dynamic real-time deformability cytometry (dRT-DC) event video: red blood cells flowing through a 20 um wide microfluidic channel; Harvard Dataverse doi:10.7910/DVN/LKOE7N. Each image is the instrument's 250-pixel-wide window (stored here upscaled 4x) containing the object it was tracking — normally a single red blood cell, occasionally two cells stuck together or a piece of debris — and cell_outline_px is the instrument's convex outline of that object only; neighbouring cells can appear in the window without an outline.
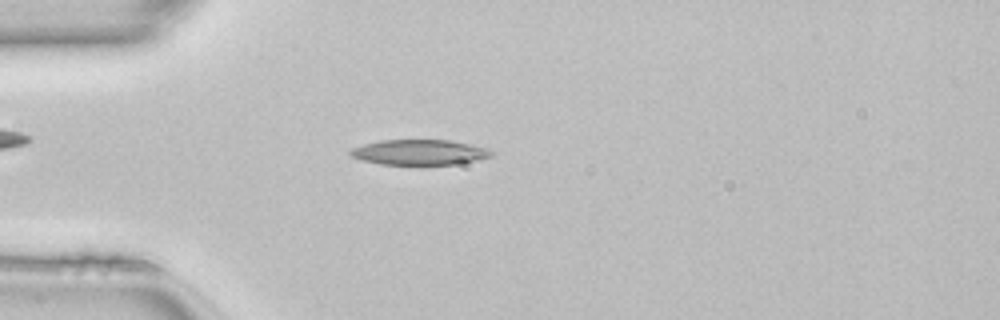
{"species": "common noctule bat (a hibernating species)", "species_latin": "Nyctalus noctula", "temperature_condition": "room temperature", "stored_images_in_passage": 48, "camera_frame_rate_fps": 3000, "um_per_image_px": 0.085, "animal": {"sex": "female", "body_mass_g": 22.7, "forearm_length_mm": 54.2}, "frame": {"image": 1, "passage_image": 12, "time_ms": 3.667, "image_size_px": [1000, 320], "cell_outline_px": [[496, 152], [492, 156], [476, 160], [452, 164], [380, 164], [360, 160], [352, 156], [348, 152], [352, 148], [364, 144], [380, 140], [452, 140], [488, 148]], "centroid_in_image_um": [35.66, 12.93], "position_along_channel_um": 49.3, "area_um2": 20.75}}
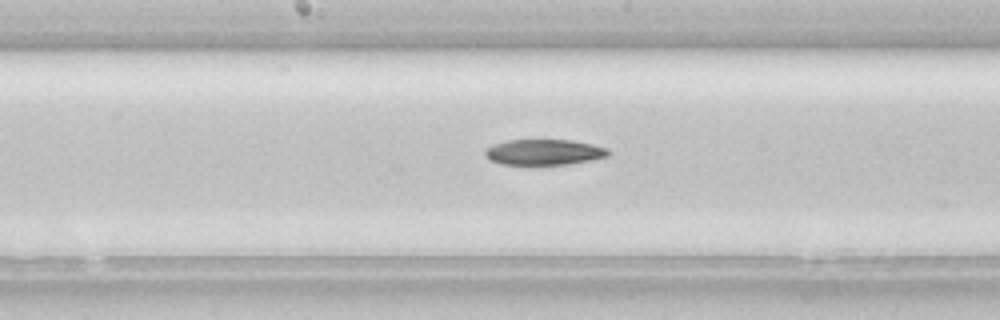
{"frame": {"image": 2, "passage_image": 24, "time_ms": 7.667, "image_size_px": [1000, 320], "cell_outline_px": [[612, 152], [608, 156], [592, 160], [568, 164], [532, 168], [500, 164], [488, 160], [484, 156], [484, 152], [492, 144], [508, 140], [572, 140], [592, 144], [608, 148]], "centroid_in_image_um": [46.2, 12.99], "position_along_channel_um": 202.0, "area_um2": 19.54}}
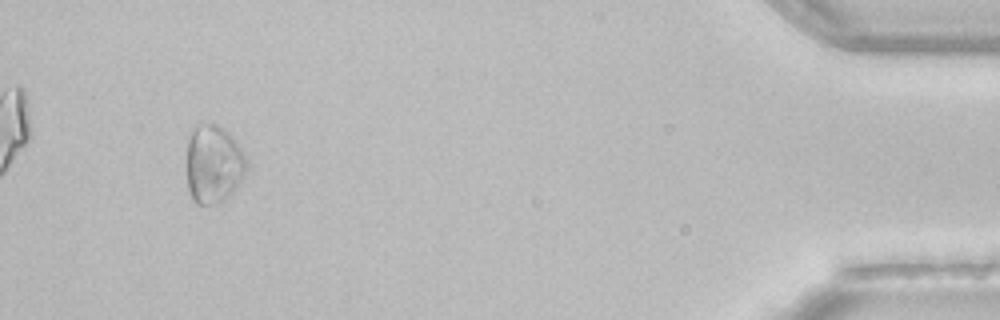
{"frame": {"image": 3, "passage_image": 45, "time_ms": 14.667, "image_size_px": [1000, 320], "cell_outline_px": [[248, 164], [244, 176], [232, 192], [220, 204], [196, 204], [192, 200], [188, 192], [188, 140], [192, 128], [196, 124], [216, 124], [224, 128], [232, 136], [244, 152], [248, 160]], "centroid_in_image_um": [18.16, 13.95], "position_along_channel_um": 417.0, "area_um2": 27.57}}